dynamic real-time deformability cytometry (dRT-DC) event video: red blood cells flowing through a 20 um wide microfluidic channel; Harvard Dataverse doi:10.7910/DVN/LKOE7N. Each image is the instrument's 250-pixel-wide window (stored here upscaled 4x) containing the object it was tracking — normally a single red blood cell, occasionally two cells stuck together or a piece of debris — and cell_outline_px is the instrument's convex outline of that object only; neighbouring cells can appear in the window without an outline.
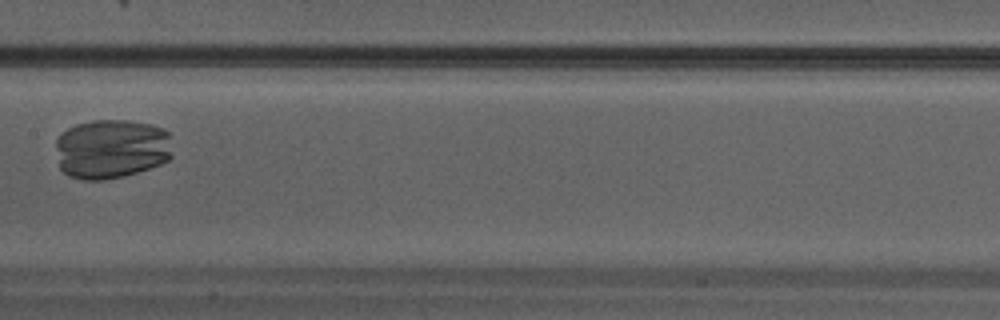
{"species": "Egyptian fruit bat (a non-hibernating species)", "species_latin": "Rousettus aegyptiacus", "temperature_condition": "warm", "stored_images_in_passage": 19, "camera_frame_rate_fps": 3000, "um_per_image_px": 0.085, "animal": {"sex": "male"}, "frame": {"image": 1, "passage_image": 10, "time_ms": 3.0, "image_size_px": [1000, 320], "cell_outline_px": [[172, 156], [168, 160], [160, 164], [124, 176], [104, 180], [84, 180], [68, 176], [60, 168], [56, 148], [56, 140], [60, 132], [76, 124], [92, 120], [128, 120], [152, 124], [164, 128], [168, 132]], "centroid_in_image_um": [9.46, 12.64], "position_along_channel_um": 197.9, "area_um2": 40.92}}
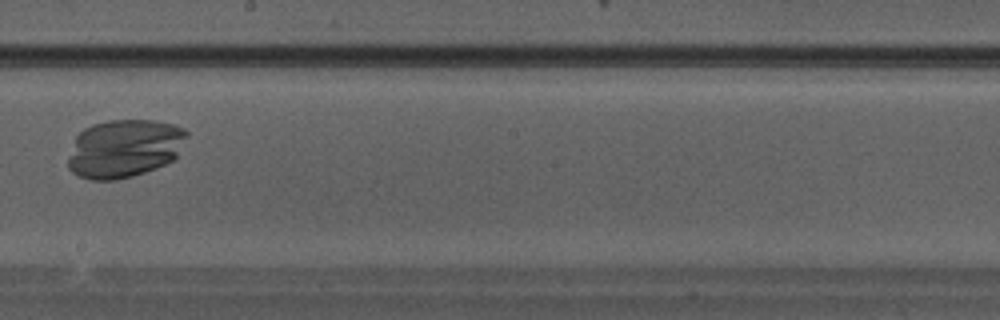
{"frame": {"image": 2, "passage_image": 12, "time_ms": 3.667, "image_size_px": [1000, 320], "cell_outline_px": [[188, 136], [176, 156], [172, 160], [156, 168], [132, 176], [116, 180], [92, 180], [80, 176], [72, 172], [68, 168], [68, 160], [76, 136], [84, 128], [92, 124], [108, 120], [156, 120], [176, 124], [184, 128], [188, 132]], "centroid_in_image_um": [10.58, 12.6], "position_along_channel_um": 237.6, "area_um2": 40.34}}